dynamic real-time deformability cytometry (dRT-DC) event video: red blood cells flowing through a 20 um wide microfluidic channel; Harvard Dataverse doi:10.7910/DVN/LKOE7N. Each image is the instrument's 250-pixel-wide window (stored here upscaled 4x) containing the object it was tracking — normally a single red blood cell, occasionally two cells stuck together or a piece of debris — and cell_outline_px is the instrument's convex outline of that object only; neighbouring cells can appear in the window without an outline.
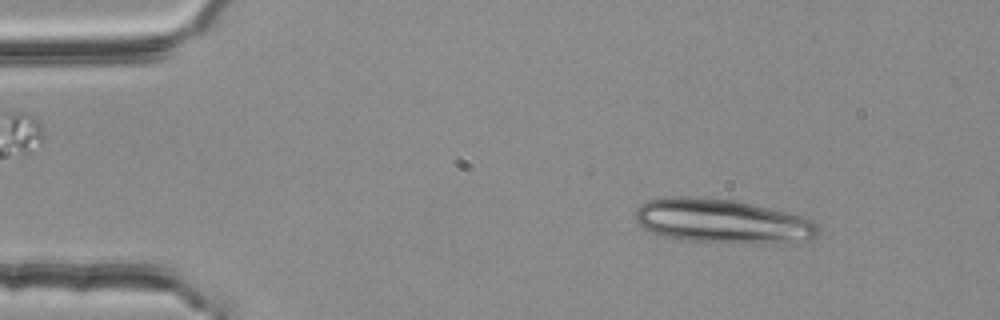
{"species": "common noctule bat (a hibernating species)", "species_latin": "Nyctalus noctula", "temperature_condition": "room temperature", "stored_images_in_passage": 11, "camera_frame_rate_fps": 3000, "um_per_image_px": 0.085, "animal": {"sex": "female", "body_mass_g": 25.1}, "frame": {"image": 1, "passage_image": 1, "time_ms": 0.0, "image_size_px": [1000, 320], "cell_outline_px": [[820, 232], [812, 240], [764, 244], [760, 244], [684, 240], [656, 236], [644, 228], [636, 220], [636, 208], [648, 200], [664, 196], [688, 196], [736, 200], [804, 216], [812, 220], [820, 228]], "centroid_in_image_um": [61.41, 18.8], "position_along_channel_um": 23.6, "area_um2": 47.74}}